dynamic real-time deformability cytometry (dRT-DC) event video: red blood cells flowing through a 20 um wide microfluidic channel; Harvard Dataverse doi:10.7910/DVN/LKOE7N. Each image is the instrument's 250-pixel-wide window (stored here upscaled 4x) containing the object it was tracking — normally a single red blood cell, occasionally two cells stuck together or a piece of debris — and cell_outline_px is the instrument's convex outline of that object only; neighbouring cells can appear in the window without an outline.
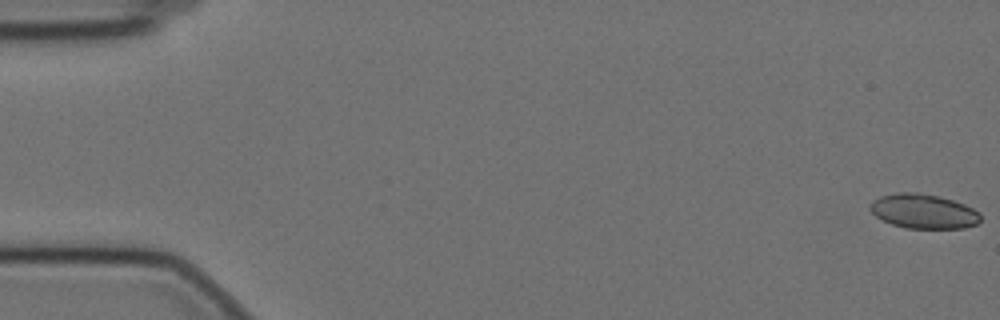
{"species": "Egyptian fruit bat (a non-hibernating species)", "species_latin": "Rousettus aegyptiacus", "temperature_condition": "cold", "stored_images_in_passage": 59, "camera_frame_rate_fps": 3000, "um_per_image_px": 0.085, "animal": {"sex": "female"}, "frame": {"image": 1, "passage_image": 1, "time_ms": 0.0, "image_size_px": [1000, 320], "cell_outline_px": [[980, 220], [976, 224], [964, 228], [904, 228], [892, 224], [876, 216], [868, 208], [868, 204], [872, 200], [880, 196], [896, 192], [920, 192], [952, 200], [964, 204], [980, 212]], "centroid_in_image_um": [78.46, 17.95], "position_along_channel_um": 6.5, "area_um2": 22.25}}
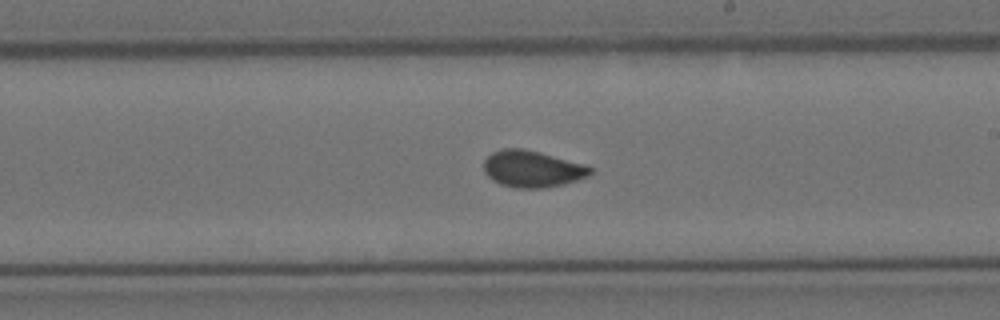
{"frame": {"image": 2, "passage_image": 34, "time_ms": 11.0, "image_size_px": [1000, 320], "cell_outline_px": [[592, 172], [588, 176], [564, 184], [544, 188], [516, 188], [500, 184], [492, 180], [484, 172], [484, 160], [492, 152], [504, 148], [524, 148], [540, 152], [584, 164], [592, 168]], "centroid_in_image_um": [45.22, 14.35], "position_along_channel_um": 243.8, "area_um2": 22.77}}
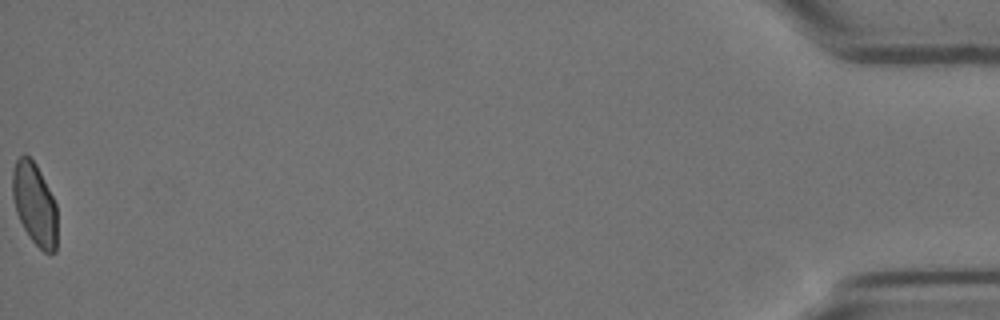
{"frame": {"image": 3, "passage_image": 59, "time_ms": 19.333, "image_size_px": [1000, 320], "cell_outline_px": [[56, 252], [44, 252], [28, 236], [16, 212], [12, 196], [12, 172], [16, 160], [24, 152], [36, 164], [56, 204]], "centroid_in_image_um": [2.92, 17.32], "position_along_channel_um": 432.3, "area_um2": 21.27}}